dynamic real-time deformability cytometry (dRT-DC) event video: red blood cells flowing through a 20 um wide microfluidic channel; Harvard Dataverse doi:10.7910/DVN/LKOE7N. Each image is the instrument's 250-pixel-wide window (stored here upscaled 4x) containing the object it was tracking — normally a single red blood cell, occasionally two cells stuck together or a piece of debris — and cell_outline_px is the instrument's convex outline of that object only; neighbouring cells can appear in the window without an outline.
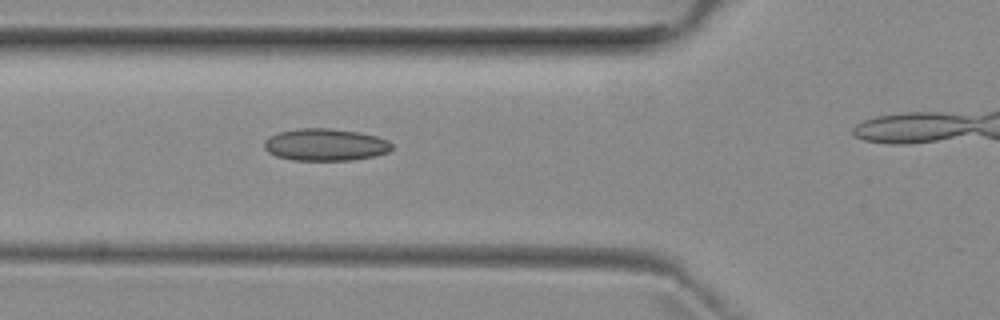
{"species": "common noctule bat (a hibernating species)", "species_latin": "Nyctalus noctula", "temperature_condition": "room temperature", "stored_images_in_passage": 4, "camera_frame_rate_fps": 3000, "um_per_image_px": 0.085, "animal": {"sex": "female", "body_mass_g": 29.2, "forearm_length_mm": 56.3}, "frame": {"image": 1, "passage_image": 3, "time_ms": 2.333, "image_size_px": [1000, 320], "cell_outline_px": [[392, 148], [388, 152], [372, 156], [348, 160], [292, 160], [276, 156], [268, 152], [264, 148], [264, 140], [280, 132], [300, 128], [328, 128], [360, 132], [376, 136], [388, 140], [392, 144]], "centroid_in_image_um": [27.65, 12.3], "position_along_channel_um": 98.2, "area_um2": 23.76}}